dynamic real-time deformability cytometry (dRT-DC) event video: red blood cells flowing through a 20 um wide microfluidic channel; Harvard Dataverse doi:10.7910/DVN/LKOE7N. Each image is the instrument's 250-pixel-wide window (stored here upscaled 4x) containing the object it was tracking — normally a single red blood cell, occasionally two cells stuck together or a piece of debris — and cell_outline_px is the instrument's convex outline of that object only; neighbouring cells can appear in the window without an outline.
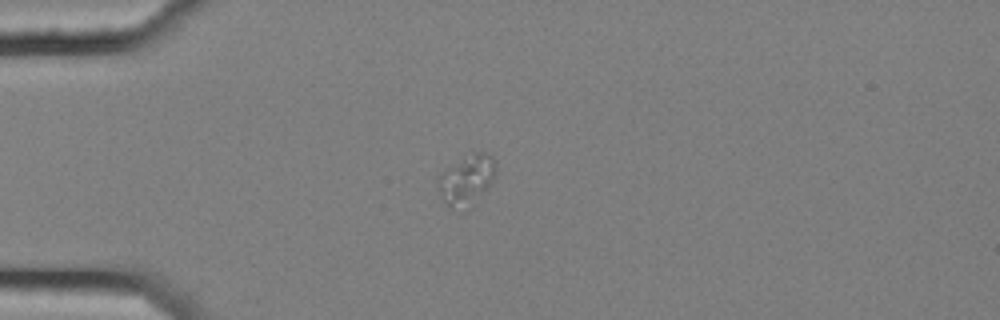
{"species": "common noctule bat (a hibernating species)", "species_latin": "Nyctalus noctula", "temperature_condition": "cold", "stored_images_in_passage": 4, "camera_frame_rate_fps": 3000, "um_per_image_px": 0.085, "animal": {"sex": "female", "body_mass_g": 25.1}, "frame": {"image": 1, "passage_image": 4, "time_ms": 1.0, "image_size_px": [1000, 320], "cell_outline_px": [[496, 176], [468, 212], [460, 212], [444, 204], [436, 184], [436, 180], [448, 168], [472, 152], [484, 152], [492, 156], [496, 164]], "centroid_in_image_um": [39.67, 15.37], "position_along_channel_um": 45.3, "area_um2": 17.22}}